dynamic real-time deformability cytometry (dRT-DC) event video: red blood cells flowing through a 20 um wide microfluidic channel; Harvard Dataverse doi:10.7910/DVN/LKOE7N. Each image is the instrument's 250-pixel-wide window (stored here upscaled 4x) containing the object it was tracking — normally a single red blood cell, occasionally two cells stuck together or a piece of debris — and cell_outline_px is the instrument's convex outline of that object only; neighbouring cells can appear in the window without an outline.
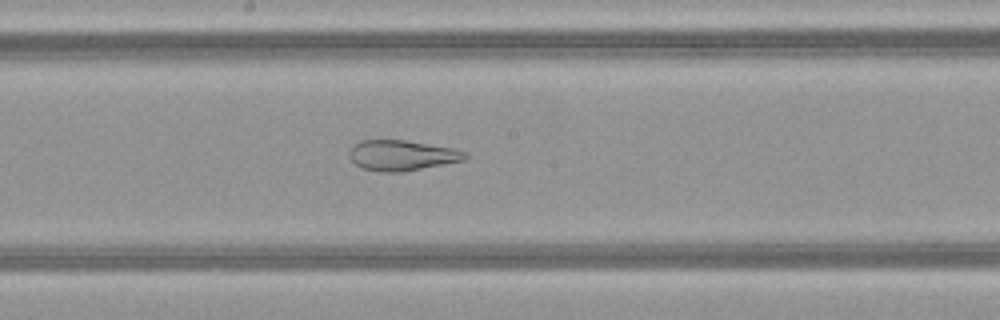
{"species": "common noctule bat (a hibernating species)", "species_latin": "Nyctalus noctula", "temperature_condition": "warm", "stored_images_in_passage": 49, "camera_frame_rate_fps": 3000, "um_per_image_px": 0.085, "animal": {"sex": "female", "body_mass_g": 21.9}, "frame": {"image": 1, "passage_image": 27, "time_ms": 8.667, "image_size_px": [1000, 320], "cell_outline_px": [[468, 156], [464, 160], [404, 172], [380, 172], [360, 168], [348, 156], [348, 152], [352, 144], [360, 140], [404, 140], [452, 148], [468, 152]], "centroid_in_image_um": [34.12, 13.21], "position_along_channel_um": 214.1, "area_um2": 20.69}}
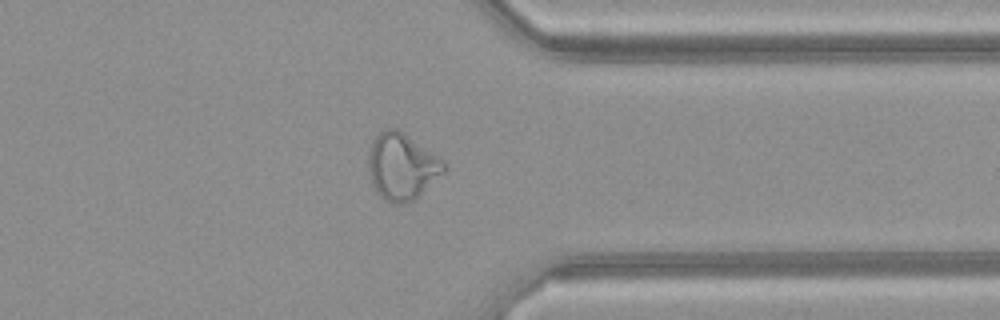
{"frame": {"image": 2, "passage_image": 39, "time_ms": 12.667, "image_size_px": [1000, 320], "cell_outline_px": [[448, 168], [420, 196], [404, 204], [388, 204], [376, 192], [372, 184], [368, 172], [368, 152], [372, 140], [384, 128], [400, 128], [444, 160], [448, 164]], "centroid_in_image_um": [34.17, 14.14], "position_along_channel_um": 377.2, "area_um2": 30.17}}
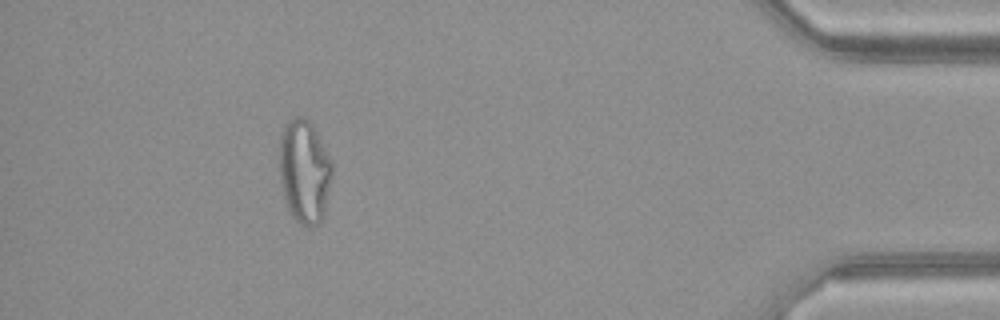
{"frame": {"image": 3, "passage_image": 45, "time_ms": 14.667, "image_size_px": [1000, 320], "cell_outline_px": [[332, 172], [324, 216], [320, 224], [312, 228], [308, 228], [300, 224], [288, 212], [284, 200], [280, 180], [280, 136], [284, 124], [288, 120], [296, 116], [304, 116], [312, 124], [332, 160]], "centroid_in_image_um": [25.87, 14.6], "position_along_channel_um": 409.3, "area_um2": 32.37}}